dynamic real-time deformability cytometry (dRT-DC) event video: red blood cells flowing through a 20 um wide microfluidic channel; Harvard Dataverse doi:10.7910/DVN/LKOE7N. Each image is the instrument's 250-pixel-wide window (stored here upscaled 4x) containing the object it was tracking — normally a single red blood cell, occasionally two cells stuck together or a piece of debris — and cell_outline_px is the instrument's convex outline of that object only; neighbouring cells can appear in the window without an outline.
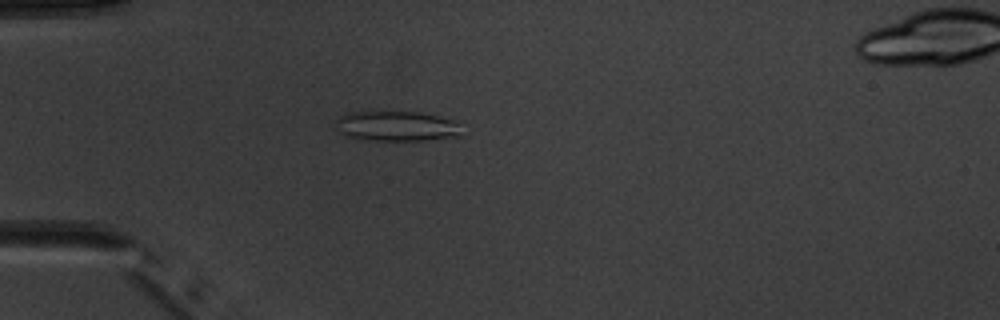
{"species": "common noctule bat (a hibernating species)", "species_latin": "Nyctalus noctula", "temperature_condition": "warm", "stored_images_in_passage": 4, "camera_frame_rate_fps": 3000, "um_per_image_px": 0.085, "animal": {"sex": "male", "body_mass_g": 20.1, "forearm_length_mm": 53.5}, "frame": {"image": 1, "passage_image": 3, "time_ms": 4.667, "image_size_px": [1000, 320], "cell_outline_px": [[464, 136], [424, 140], [364, 140], [344, 136], [332, 128], [336, 120], [340, 116], [348, 112], [420, 112], [452, 120], [456, 124]], "centroid_in_image_um": [33.61, 10.73], "position_along_channel_um": 51.4, "area_um2": 22.25}}